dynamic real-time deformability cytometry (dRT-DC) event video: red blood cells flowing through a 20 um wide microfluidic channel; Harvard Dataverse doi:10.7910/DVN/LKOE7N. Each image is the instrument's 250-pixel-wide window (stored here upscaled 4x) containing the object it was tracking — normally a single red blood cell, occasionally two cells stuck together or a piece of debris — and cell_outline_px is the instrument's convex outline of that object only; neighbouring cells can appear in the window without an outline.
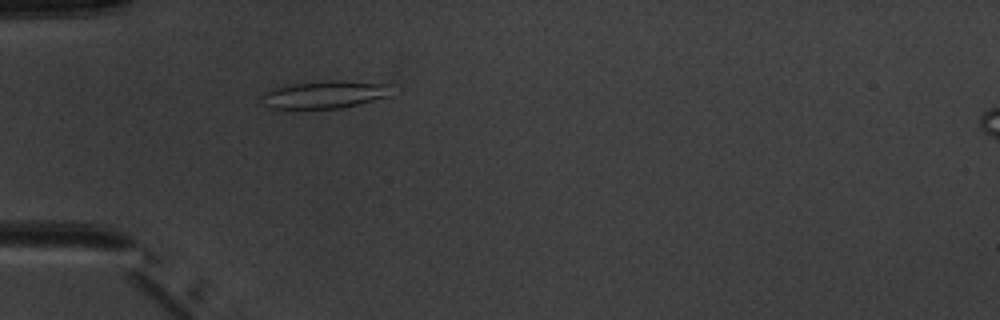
{"species": "common noctule bat (a hibernating species)", "species_latin": "Nyctalus noctula", "temperature_condition": "warm", "stored_images_in_passage": 5, "camera_frame_rate_fps": 3000, "um_per_image_px": 0.085, "animal": {"sex": "male", "body_mass_g": 20.1, "forearm_length_mm": 53.5}, "frame": {"image": 1, "passage_image": 5, "time_ms": 5.333, "image_size_px": [1000, 320], "cell_outline_px": [[388, 96], [340, 108], [272, 108], [260, 96], [264, 92], [272, 88], [292, 84], [328, 80], [340, 80], [388, 84]], "centroid_in_image_um": [27.55, 8.02], "position_along_channel_um": 57.4, "area_um2": 20.23}}